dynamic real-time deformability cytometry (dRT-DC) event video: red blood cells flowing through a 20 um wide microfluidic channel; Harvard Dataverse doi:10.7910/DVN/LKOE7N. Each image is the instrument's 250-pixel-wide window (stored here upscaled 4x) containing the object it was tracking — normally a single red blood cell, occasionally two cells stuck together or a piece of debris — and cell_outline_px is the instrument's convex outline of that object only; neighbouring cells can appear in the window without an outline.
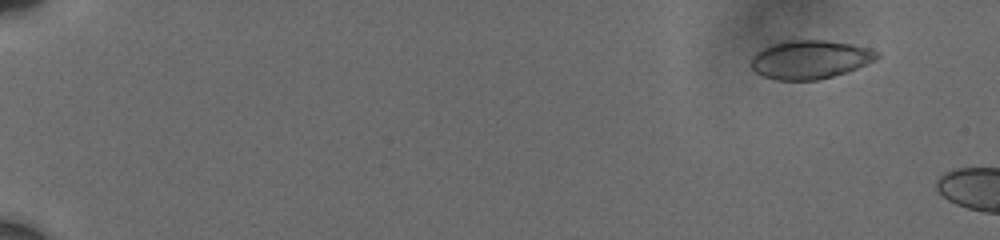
{"species": "human", "species_latin": "Homo sapiens", "temperature_condition": "cold", "stored_images_in_passage": 11, "camera_frame_rate_fps": 3000, "um_per_image_px": 0.085, "donor": {"sex": "male"}, "frame": {"image": 1, "passage_image": 2, "time_ms": 1.667, "image_size_px": [1000, 240], "cell_outline_px": [[880, 56], [876, 60], [856, 68], [820, 80], [776, 80], [764, 76], [756, 72], [748, 64], [752, 56], [756, 52], [764, 48], [788, 40], [824, 40], [852, 44], [868, 48], [880, 52]], "centroid_in_image_um": [68.85, 5.06], "position_along_channel_um": 16.2, "area_um2": 28.21}}
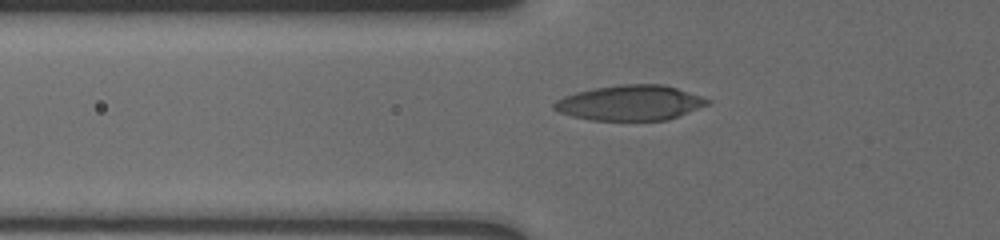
{"frame": {"image": 2, "passage_image": 9, "time_ms": 7.667, "image_size_px": [1000, 240], "cell_outline_px": [[712, 100], [708, 104], [668, 120], [592, 120], [572, 116], [560, 112], [552, 108], [552, 104], [556, 100], [564, 96], [576, 92], [596, 88], [620, 84], [664, 84]], "centroid_in_image_um": [53.54, 8.74], "position_along_channel_um": 72.3, "area_um2": 31.21}}
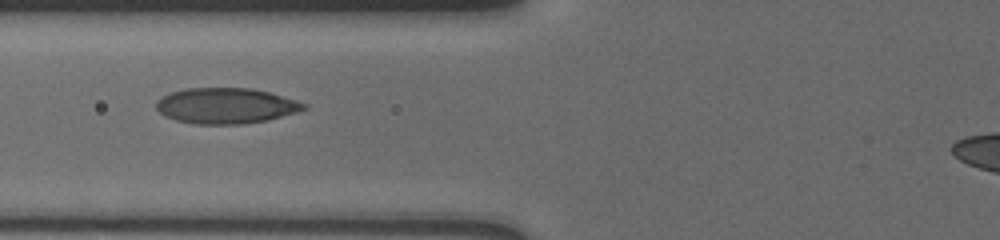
{"frame": {"image": 3, "passage_image": 10, "time_ms": 8.667, "image_size_px": [1000, 240], "cell_outline_px": [[308, 108], [296, 112], [268, 120], [244, 124], [192, 124], [176, 120], [164, 116], [156, 108], [156, 100], [172, 92], [184, 88], [252, 88], [268, 92], [308, 104]], "centroid_in_image_um": [19.19, 8.99], "position_along_channel_um": 106.6, "area_um2": 30.69}}